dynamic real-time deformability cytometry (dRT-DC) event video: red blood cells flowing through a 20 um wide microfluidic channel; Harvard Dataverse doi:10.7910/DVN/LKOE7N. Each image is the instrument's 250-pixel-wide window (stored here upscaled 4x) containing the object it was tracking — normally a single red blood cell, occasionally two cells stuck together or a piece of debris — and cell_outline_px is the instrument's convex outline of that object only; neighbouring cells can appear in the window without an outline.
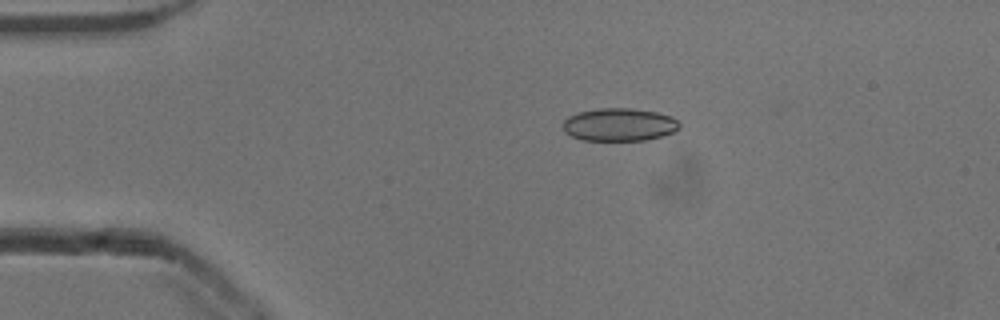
{"species": "common noctule bat (a hibernating species)", "species_latin": "Nyctalus noctula", "temperature_condition": "cold", "stored_images_in_passage": 44, "camera_frame_rate_fps": 3000, "um_per_image_px": 0.085, "animal": {"sex": "male", "body_mass_g": 13.3}, "frame": {"image": 1, "passage_image": 2, "time_ms": 0.333, "image_size_px": [1000, 320], "cell_outline_px": [[680, 128], [672, 132], [660, 136], [644, 140], [580, 140], [564, 132], [564, 120], [568, 116], [576, 112], [600, 108], [632, 108], [656, 112], [672, 116], [680, 124]], "centroid_in_image_um": [52.61, 10.58], "position_along_channel_um": 32.4, "area_um2": 22.31}}
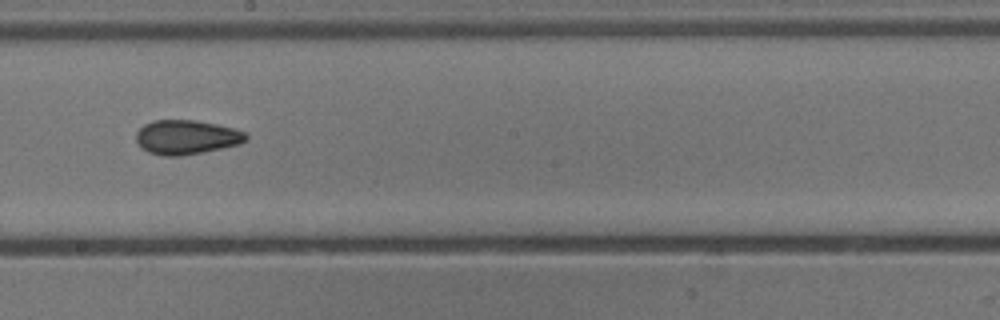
{"frame": {"image": 2, "passage_image": 21, "time_ms": 6.667, "image_size_px": [1000, 320], "cell_outline_px": [[248, 140], [240, 144], [180, 156], [164, 156], [148, 152], [136, 140], [136, 132], [144, 124], [152, 120], [196, 120], [216, 124], [232, 128], [244, 132], [248, 136]], "centroid_in_image_um": [15.84, 11.65], "position_along_channel_um": 232.4, "area_um2": 21.79}}
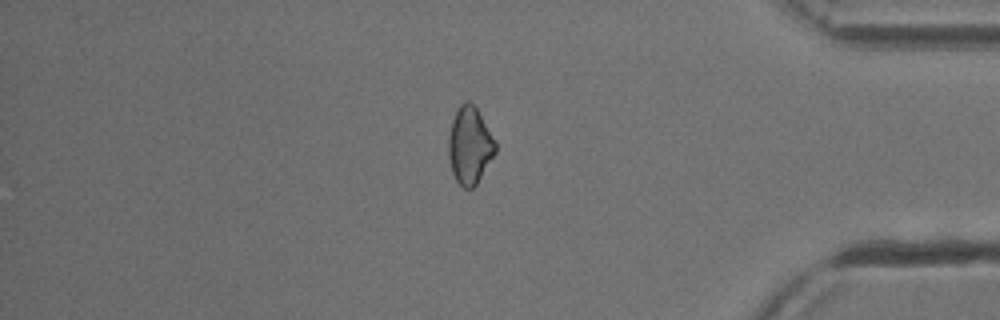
{"frame": {"image": 3, "passage_image": 36, "time_ms": 11.667, "image_size_px": [1000, 320], "cell_outline_px": [[496, 152], [476, 184], [472, 188], [464, 188], [456, 180], [452, 172], [448, 156], [448, 136], [452, 120], [460, 104], [464, 100], [468, 100], [476, 108], [496, 140]], "centroid_in_image_um": [39.92, 12.35], "position_along_channel_um": 395.3, "area_um2": 21.04}, "authors_computed_cell_mechanics": {"area_um2": 21.7906, "velocity_mm_per_s": 3.8761, "shape_relaxation_time_tau1_ms": null, "shape_relaxation_time_tau2_ms": 3.1592, "deformation_change_tau1": null, "deformation_change_tau2": 0.0802}}